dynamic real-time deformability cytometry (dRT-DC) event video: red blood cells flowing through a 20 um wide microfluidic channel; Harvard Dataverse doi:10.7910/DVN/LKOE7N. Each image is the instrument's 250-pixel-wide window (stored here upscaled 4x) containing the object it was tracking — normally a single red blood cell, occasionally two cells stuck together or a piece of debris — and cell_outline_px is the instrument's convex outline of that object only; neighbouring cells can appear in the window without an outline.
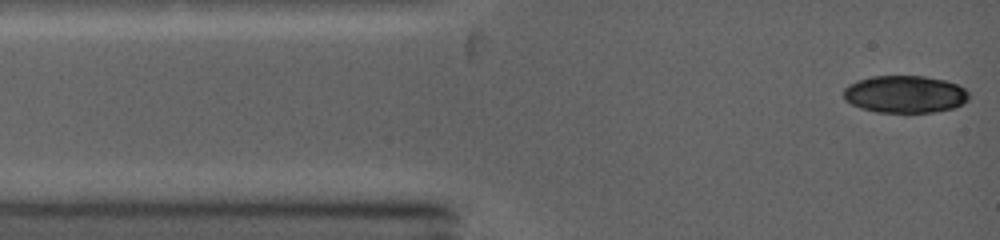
{"species": "common noctule bat (a hibernating species)", "species_latin": "Nyctalus noctula", "temperature_condition": "warm", "stored_images_in_passage": 4, "camera_frame_rate_fps": 5000, "um_per_image_px": 0.085, "animal": {"sex": "female", "body_mass_g": 19.0, "forearm_length_mm": 53.3}, "frame": {"image": 1, "passage_image": 1, "time_ms": 0.0, "image_size_px": [1000, 240], "cell_outline_px": [[968, 100], [964, 104], [952, 108], [932, 112], [876, 112], [860, 108], [844, 100], [844, 88], [848, 84], [872, 76], [924, 76], [944, 80], [956, 84], [964, 88], [968, 92]], "centroid_in_image_um": [76.91, 8.01], "position_along_channel_um": 8.1, "area_um2": 27.22}}